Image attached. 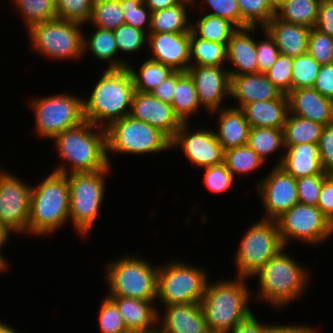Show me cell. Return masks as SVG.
Wrapping results in <instances>:
<instances>
[{
	"label": "cell",
	"mask_w": 333,
	"mask_h": 333,
	"mask_svg": "<svg viewBox=\"0 0 333 333\" xmlns=\"http://www.w3.org/2000/svg\"><path fill=\"white\" fill-rule=\"evenodd\" d=\"M193 0H182L180 3L151 13L149 33H184L191 31L189 8ZM189 7V8H188Z\"/></svg>",
	"instance_id": "30"
},
{
	"label": "cell",
	"mask_w": 333,
	"mask_h": 333,
	"mask_svg": "<svg viewBox=\"0 0 333 333\" xmlns=\"http://www.w3.org/2000/svg\"><path fill=\"white\" fill-rule=\"evenodd\" d=\"M126 333H146V332H134V331H128Z\"/></svg>",
	"instance_id": "66"
},
{
	"label": "cell",
	"mask_w": 333,
	"mask_h": 333,
	"mask_svg": "<svg viewBox=\"0 0 333 333\" xmlns=\"http://www.w3.org/2000/svg\"><path fill=\"white\" fill-rule=\"evenodd\" d=\"M98 314L99 333L128 332L116 304L108 296L103 298Z\"/></svg>",
	"instance_id": "45"
},
{
	"label": "cell",
	"mask_w": 333,
	"mask_h": 333,
	"mask_svg": "<svg viewBox=\"0 0 333 333\" xmlns=\"http://www.w3.org/2000/svg\"><path fill=\"white\" fill-rule=\"evenodd\" d=\"M26 28L57 18L55 0H12Z\"/></svg>",
	"instance_id": "39"
},
{
	"label": "cell",
	"mask_w": 333,
	"mask_h": 333,
	"mask_svg": "<svg viewBox=\"0 0 333 333\" xmlns=\"http://www.w3.org/2000/svg\"><path fill=\"white\" fill-rule=\"evenodd\" d=\"M6 272V269L0 264V274H3Z\"/></svg>",
	"instance_id": "64"
},
{
	"label": "cell",
	"mask_w": 333,
	"mask_h": 333,
	"mask_svg": "<svg viewBox=\"0 0 333 333\" xmlns=\"http://www.w3.org/2000/svg\"><path fill=\"white\" fill-rule=\"evenodd\" d=\"M190 123H182L171 140V148H180L195 167L205 168L224 161V151L214 130L197 128L193 132ZM199 129V130H198Z\"/></svg>",
	"instance_id": "16"
},
{
	"label": "cell",
	"mask_w": 333,
	"mask_h": 333,
	"mask_svg": "<svg viewBox=\"0 0 333 333\" xmlns=\"http://www.w3.org/2000/svg\"><path fill=\"white\" fill-rule=\"evenodd\" d=\"M247 145L254 150L265 163L266 160H269L267 158L271 156L272 153L274 154V152L281 150L282 154L280 153V157L276 161L275 166L280 165L285 151L283 129L250 127Z\"/></svg>",
	"instance_id": "33"
},
{
	"label": "cell",
	"mask_w": 333,
	"mask_h": 333,
	"mask_svg": "<svg viewBox=\"0 0 333 333\" xmlns=\"http://www.w3.org/2000/svg\"><path fill=\"white\" fill-rule=\"evenodd\" d=\"M81 23L55 18L28 29L30 46L48 59L79 60L83 57Z\"/></svg>",
	"instance_id": "10"
},
{
	"label": "cell",
	"mask_w": 333,
	"mask_h": 333,
	"mask_svg": "<svg viewBox=\"0 0 333 333\" xmlns=\"http://www.w3.org/2000/svg\"><path fill=\"white\" fill-rule=\"evenodd\" d=\"M13 232L7 228L4 225L0 224V264L7 270L9 267V262L7 260V258L4 256V254L2 253V248L5 246V244L9 243V237L10 235H12Z\"/></svg>",
	"instance_id": "60"
},
{
	"label": "cell",
	"mask_w": 333,
	"mask_h": 333,
	"mask_svg": "<svg viewBox=\"0 0 333 333\" xmlns=\"http://www.w3.org/2000/svg\"><path fill=\"white\" fill-rule=\"evenodd\" d=\"M234 257L236 277L251 279L272 257L284 247L276 220L253 222L240 239Z\"/></svg>",
	"instance_id": "11"
},
{
	"label": "cell",
	"mask_w": 333,
	"mask_h": 333,
	"mask_svg": "<svg viewBox=\"0 0 333 333\" xmlns=\"http://www.w3.org/2000/svg\"><path fill=\"white\" fill-rule=\"evenodd\" d=\"M224 162L235 179L265 166V162L247 144L224 151Z\"/></svg>",
	"instance_id": "38"
},
{
	"label": "cell",
	"mask_w": 333,
	"mask_h": 333,
	"mask_svg": "<svg viewBox=\"0 0 333 333\" xmlns=\"http://www.w3.org/2000/svg\"><path fill=\"white\" fill-rule=\"evenodd\" d=\"M279 325L261 323L256 319L255 314L251 313L228 333H272Z\"/></svg>",
	"instance_id": "55"
},
{
	"label": "cell",
	"mask_w": 333,
	"mask_h": 333,
	"mask_svg": "<svg viewBox=\"0 0 333 333\" xmlns=\"http://www.w3.org/2000/svg\"><path fill=\"white\" fill-rule=\"evenodd\" d=\"M118 52L123 54L137 53L144 49L145 44L148 42V34L131 25L123 24L113 31ZM125 52V53H124Z\"/></svg>",
	"instance_id": "44"
},
{
	"label": "cell",
	"mask_w": 333,
	"mask_h": 333,
	"mask_svg": "<svg viewBox=\"0 0 333 333\" xmlns=\"http://www.w3.org/2000/svg\"><path fill=\"white\" fill-rule=\"evenodd\" d=\"M249 279L234 277L208 281L201 307L205 315L208 330L228 333L253 311L249 301L252 298Z\"/></svg>",
	"instance_id": "5"
},
{
	"label": "cell",
	"mask_w": 333,
	"mask_h": 333,
	"mask_svg": "<svg viewBox=\"0 0 333 333\" xmlns=\"http://www.w3.org/2000/svg\"><path fill=\"white\" fill-rule=\"evenodd\" d=\"M158 312V333H207L201 303L172 304Z\"/></svg>",
	"instance_id": "20"
},
{
	"label": "cell",
	"mask_w": 333,
	"mask_h": 333,
	"mask_svg": "<svg viewBox=\"0 0 333 333\" xmlns=\"http://www.w3.org/2000/svg\"><path fill=\"white\" fill-rule=\"evenodd\" d=\"M241 13V28H263L275 15L272 0H237Z\"/></svg>",
	"instance_id": "40"
},
{
	"label": "cell",
	"mask_w": 333,
	"mask_h": 333,
	"mask_svg": "<svg viewBox=\"0 0 333 333\" xmlns=\"http://www.w3.org/2000/svg\"><path fill=\"white\" fill-rule=\"evenodd\" d=\"M70 189L68 174L52 171L31 187L27 233L48 236L69 222Z\"/></svg>",
	"instance_id": "3"
},
{
	"label": "cell",
	"mask_w": 333,
	"mask_h": 333,
	"mask_svg": "<svg viewBox=\"0 0 333 333\" xmlns=\"http://www.w3.org/2000/svg\"><path fill=\"white\" fill-rule=\"evenodd\" d=\"M108 288L106 296H121L145 301H156L158 265L141 255L124 254L110 260L104 268Z\"/></svg>",
	"instance_id": "6"
},
{
	"label": "cell",
	"mask_w": 333,
	"mask_h": 333,
	"mask_svg": "<svg viewBox=\"0 0 333 333\" xmlns=\"http://www.w3.org/2000/svg\"><path fill=\"white\" fill-rule=\"evenodd\" d=\"M321 0H290L283 3L277 10L276 16L288 23L313 28L318 18Z\"/></svg>",
	"instance_id": "36"
},
{
	"label": "cell",
	"mask_w": 333,
	"mask_h": 333,
	"mask_svg": "<svg viewBox=\"0 0 333 333\" xmlns=\"http://www.w3.org/2000/svg\"><path fill=\"white\" fill-rule=\"evenodd\" d=\"M204 172V184L207 189L213 193H222L229 191L235 182V178L228 170L226 163L202 168Z\"/></svg>",
	"instance_id": "49"
},
{
	"label": "cell",
	"mask_w": 333,
	"mask_h": 333,
	"mask_svg": "<svg viewBox=\"0 0 333 333\" xmlns=\"http://www.w3.org/2000/svg\"><path fill=\"white\" fill-rule=\"evenodd\" d=\"M316 327L309 325H282L277 327V333H318Z\"/></svg>",
	"instance_id": "59"
},
{
	"label": "cell",
	"mask_w": 333,
	"mask_h": 333,
	"mask_svg": "<svg viewBox=\"0 0 333 333\" xmlns=\"http://www.w3.org/2000/svg\"><path fill=\"white\" fill-rule=\"evenodd\" d=\"M324 125L288 112L283 128L284 147L312 143L318 144Z\"/></svg>",
	"instance_id": "32"
},
{
	"label": "cell",
	"mask_w": 333,
	"mask_h": 333,
	"mask_svg": "<svg viewBox=\"0 0 333 333\" xmlns=\"http://www.w3.org/2000/svg\"><path fill=\"white\" fill-rule=\"evenodd\" d=\"M176 87V71H174L169 77L161 82L151 94L163 102L172 103L174 90Z\"/></svg>",
	"instance_id": "58"
},
{
	"label": "cell",
	"mask_w": 333,
	"mask_h": 333,
	"mask_svg": "<svg viewBox=\"0 0 333 333\" xmlns=\"http://www.w3.org/2000/svg\"><path fill=\"white\" fill-rule=\"evenodd\" d=\"M52 141L57 148L58 158L63 159L54 172L66 175L94 172L109 165L106 129L103 127L84 121L57 134Z\"/></svg>",
	"instance_id": "1"
},
{
	"label": "cell",
	"mask_w": 333,
	"mask_h": 333,
	"mask_svg": "<svg viewBox=\"0 0 333 333\" xmlns=\"http://www.w3.org/2000/svg\"><path fill=\"white\" fill-rule=\"evenodd\" d=\"M134 82L129 69H105L98 82L83 99L84 118L107 128L113 121L130 114Z\"/></svg>",
	"instance_id": "4"
},
{
	"label": "cell",
	"mask_w": 333,
	"mask_h": 333,
	"mask_svg": "<svg viewBox=\"0 0 333 333\" xmlns=\"http://www.w3.org/2000/svg\"><path fill=\"white\" fill-rule=\"evenodd\" d=\"M93 28L95 32H92L89 37L83 34V56L89 51L98 61L108 62L109 66L106 69L126 68L129 62L124 58L116 57L119 53L113 31Z\"/></svg>",
	"instance_id": "29"
},
{
	"label": "cell",
	"mask_w": 333,
	"mask_h": 333,
	"mask_svg": "<svg viewBox=\"0 0 333 333\" xmlns=\"http://www.w3.org/2000/svg\"><path fill=\"white\" fill-rule=\"evenodd\" d=\"M294 178L328 175L321 166L318 144L302 143L285 148L279 165Z\"/></svg>",
	"instance_id": "27"
},
{
	"label": "cell",
	"mask_w": 333,
	"mask_h": 333,
	"mask_svg": "<svg viewBox=\"0 0 333 333\" xmlns=\"http://www.w3.org/2000/svg\"><path fill=\"white\" fill-rule=\"evenodd\" d=\"M107 159L109 154H158L171 148V140L159 129L130 115L113 121L106 128Z\"/></svg>",
	"instance_id": "9"
},
{
	"label": "cell",
	"mask_w": 333,
	"mask_h": 333,
	"mask_svg": "<svg viewBox=\"0 0 333 333\" xmlns=\"http://www.w3.org/2000/svg\"><path fill=\"white\" fill-rule=\"evenodd\" d=\"M276 222L284 247L289 246L293 239L307 246H318L333 235L332 222L314 205L298 202L279 216Z\"/></svg>",
	"instance_id": "13"
},
{
	"label": "cell",
	"mask_w": 333,
	"mask_h": 333,
	"mask_svg": "<svg viewBox=\"0 0 333 333\" xmlns=\"http://www.w3.org/2000/svg\"><path fill=\"white\" fill-rule=\"evenodd\" d=\"M262 33L264 35L263 40L256 42L257 73L266 74L275 64L280 53L275 41L269 33L263 28Z\"/></svg>",
	"instance_id": "51"
},
{
	"label": "cell",
	"mask_w": 333,
	"mask_h": 333,
	"mask_svg": "<svg viewBox=\"0 0 333 333\" xmlns=\"http://www.w3.org/2000/svg\"><path fill=\"white\" fill-rule=\"evenodd\" d=\"M0 333H19L15 328L8 323H4L3 321L0 320Z\"/></svg>",
	"instance_id": "62"
},
{
	"label": "cell",
	"mask_w": 333,
	"mask_h": 333,
	"mask_svg": "<svg viewBox=\"0 0 333 333\" xmlns=\"http://www.w3.org/2000/svg\"><path fill=\"white\" fill-rule=\"evenodd\" d=\"M283 93L263 73L230 76V97L236 99L235 108L242 109L255 101L280 98Z\"/></svg>",
	"instance_id": "23"
},
{
	"label": "cell",
	"mask_w": 333,
	"mask_h": 333,
	"mask_svg": "<svg viewBox=\"0 0 333 333\" xmlns=\"http://www.w3.org/2000/svg\"><path fill=\"white\" fill-rule=\"evenodd\" d=\"M263 29L273 38L281 55L294 58L308 53L310 28L285 22L275 15Z\"/></svg>",
	"instance_id": "25"
},
{
	"label": "cell",
	"mask_w": 333,
	"mask_h": 333,
	"mask_svg": "<svg viewBox=\"0 0 333 333\" xmlns=\"http://www.w3.org/2000/svg\"><path fill=\"white\" fill-rule=\"evenodd\" d=\"M94 0H55L57 18L75 21L85 25L89 23Z\"/></svg>",
	"instance_id": "43"
},
{
	"label": "cell",
	"mask_w": 333,
	"mask_h": 333,
	"mask_svg": "<svg viewBox=\"0 0 333 333\" xmlns=\"http://www.w3.org/2000/svg\"><path fill=\"white\" fill-rule=\"evenodd\" d=\"M321 65L305 53L293 58L291 90L313 87Z\"/></svg>",
	"instance_id": "42"
},
{
	"label": "cell",
	"mask_w": 333,
	"mask_h": 333,
	"mask_svg": "<svg viewBox=\"0 0 333 333\" xmlns=\"http://www.w3.org/2000/svg\"><path fill=\"white\" fill-rule=\"evenodd\" d=\"M256 187L264 208L262 219L276 220L299 202L296 178L279 165L258 181Z\"/></svg>",
	"instance_id": "15"
},
{
	"label": "cell",
	"mask_w": 333,
	"mask_h": 333,
	"mask_svg": "<svg viewBox=\"0 0 333 333\" xmlns=\"http://www.w3.org/2000/svg\"><path fill=\"white\" fill-rule=\"evenodd\" d=\"M117 306L128 331L158 332L156 301H145L121 296H108ZM158 310V311H157Z\"/></svg>",
	"instance_id": "24"
},
{
	"label": "cell",
	"mask_w": 333,
	"mask_h": 333,
	"mask_svg": "<svg viewBox=\"0 0 333 333\" xmlns=\"http://www.w3.org/2000/svg\"><path fill=\"white\" fill-rule=\"evenodd\" d=\"M308 53L320 65L333 63V38L314 27L311 28L308 39Z\"/></svg>",
	"instance_id": "48"
},
{
	"label": "cell",
	"mask_w": 333,
	"mask_h": 333,
	"mask_svg": "<svg viewBox=\"0 0 333 333\" xmlns=\"http://www.w3.org/2000/svg\"><path fill=\"white\" fill-rule=\"evenodd\" d=\"M147 46L153 61L174 71L186 72L190 67V32L149 33Z\"/></svg>",
	"instance_id": "19"
},
{
	"label": "cell",
	"mask_w": 333,
	"mask_h": 333,
	"mask_svg": "<svg viewBox=\"0 0 333 333\" xmlns=\"http://www.w3.org/2000/svg\"><path fill=\"white\" fill-rule=\"evenodd\" d=\"M276 10L285 2L290 0H272Z\"/></svg>",
	"instance_id": "63"
},
{
	"label": "cell",
	"mask_w": 333,
	"mask_h": 333,
	"mask_svg": "<svg viewBox=\"0 0 333 333\" xmlns=\"http://www.w3.org/2000/svg\"><path fill=\"white\" fill-rule=\"evenodd\" d=\"M327 175H310L296 179L299 203L317 206L322 183Z\"/></svg>",
	"instance_id": "52"
},
{
	"label": "cell",
	"mask_w": 333,
	"mask_h": 333,
	"mask_svg": "<svg viewBox=\"0 0 333 333\" xmlns=\"http://www.w3.org/2000/svg\"><path fill=\"white\" fill-rule=\"evenodd\" d=\"M313 88L333 100V63L321 65Z\"/></svg>",
	"instance_id": "57"
},
{
	"label": "cell",
	"mask_w": 333,
	"mask_h": 333,
	"mask_svg": "<svg viewBox=\"0 0 333 333\" xmlns=\"http://www.w3.org/2000/svg\"><path fill=\"white\" fill-rule=\"evenodd\" d=\"M207 333H225V332H220V331H208Z\"/></svg>",
	"instance_id": "65"
},
{
	"label": "cell",
	"mask_w": 333,
	"mask_h": 333,
	"mask_svg": "<svg viewBox=\"0 0 333 333\" xmlns=\"http://www.w3.org/2000/svg\"><path fill=\"white\" fill-rule=\"evenodd\" d=\"M317 207L333 224V175L331 173L323 180Z\"/></svg>",
	"instance_id": "54"
},
{
	"label": "cell",
	"mask_w": 333,
	"mask_h": 333,
	"mask_svg": "<svg viewBox=\"0 0 333 333\" xmlns=\"http://www.w3.org/2000/svg\"><path fill=\"white\" fill-rule=\"evenodd\" d=\"M32 99L29 106L35 116L34 130L41 138L52 140L57 134L85 121L84 97L64 92Z\"/></svg>",
	"instance_id": "12"
},
{
	"label": "cell",
	"mask_w": 333,
	"mask_h": 333,
	"mask_svg": "<svg viewBox=\"0 0 333 333\" xmlns=\"http://www.w3.org/2000/svg\"><path fill=\"white\" fill-rule=\"evenodd\" d=\"M242 110L250 127L283 129L289 112L288 97L283 94L277 99L255 101Z\"/></svg>",
	"instance_id": "28"
},
{
	"label": "cell",
	"mask_w": 333,
	"mask_h": 333,
	"mask_svg": "<svg viewBox=\"0 0 333 333\" xmlns=\"http://www.w3.org/2000/svg\"><path fill=\"white\" fill-rule=\"evenodd\" d=\"M31 184L0 169V224L14 234H27Z\"/></svg>",
	"instance_id": "14"
},
{
	"label": "cell",
	"mask_w": 333,
	"mask_h": 333,
	"mask_svg": "<svg viewBox=\"0 0 333 333\" xmlns=\"http://www.w3.org/2000/svg\"><path fill=\"white\" fill-rule=\"evenodd\" d=\"M333 38V0H321L315 27Z\"/></svg>",
	"instance_id": "56"
},
{
	"label": "cell",
	"mask_w": 333,
	"mask_h": 333,
	"mask_svg": "<svg viewBox=\"0 0 333 333\" xmlns=\"http://www.w3.org/2000/svg\"><path fill=\"white\" fill-rule=\"evenodd\" d=\"M292 64V57L280 54L266 73L267 78L285 95L291 91Z\"/></svg>",
	"instance_id": "50"
},
{
	"label": "cell",
	"mask_w": 333,
	"mask_h": 333,
	"mask_svg": "<svg viewBox=\"0 0 333 333\" xmlns=\"http://www.w3.org/2000/svg\"><path fill=\"white\" fill-rule=\"evenodd\" d=\"M285 250L283 247L254 275L259 280L255 299L268 303L275 310H282L302 298L312 281L309 268Z\"/></svg>",
	"instance_id": "2"
},
{
	"label": "cell",
	"mask_w": 333,
	"mask_h": 333,
	"mask_svg": "<svg viewBox=\"0 0 333 333\" xmlns=\"http://www.w3.org/2000/svg\"><path fill=\"white\" fill-rule=\"evenodd\" d=\"M193 79L201 109L212 113L223 108L225 98L230 97L228 68L218 66H190L186 71Z\"/></svg>",
	"instance_id": "17"
},
{
	"label": "cell",
	"mask_w": 333,
	"mask_h": 333,
	"mask_svg": "<svg viewBox=\"0 0 333 333\" xmlns=\"http://www.w3.org/2000/svg\"><path fill=\"white\" fill-rule=\"evenodd\" d=\"M112 166L94 172L68 174L70 189L69 222L82 238L95 225L105 197V179Z\"/></svg>",
	"instance_id": "7"
},
{
	"label": "cell",
	"mask_w": 333,
	"mask_h": 333,
	"mask_svg": "<svg viewBox=\"0 0 333 333\" xmlns=\"http://www.w3.org/2000/svg\"><path fill=\"white\" fill-rule=\"evenodd\" d=\"M289 113L326 125L333 122V100L313 87L291 90L288 94Z\"/></svg>",
	"instance_id": "22"
},
{
	"label": "cell",
	"mask_w": 333,
	"mask_h": 333,
	"mask_svg": "<svg viewBox=\"0 0 333 333\" xmlns=\"http://www.w3.org/2000/svg\"><path fill=\"white\" fill-rule=\"evenodd\" d=\"M200 15L194 24L191 23V31L199 38L224 44L227 46L232 33L237 27L225 18L209 14Z\"/></svg>",
	"instance_id": "35"
},
{
	"label": "cell",
	"mask_w": 333,
	"mask_h": 333,
	"mask_svg": "<svg viewBox=\"0 0 333 333\" xmlns=\"http://www.w3.org/2000/svg\"><path fill=\"white\" fill-rule=\"evenodd\" d=\"M182 0H144V4L150 9L151 12L172 7Z\"/></svg>",
	"instance_id": "61"
},
{
	"label": "cell",
	"mask_w": 333,
	"mask_h": 333,
	"mask_svg": "<svg viewBox=\"0 0 333 333\" xmlns=\"http://www.w3.org/2000/svg\"><path fill=\"white\" fill-rule=\"evenodd\" d=\"M207 270L183 260L158 265L156 302L172 304L201 303L210 279Z\"/></svg>",
	"instance_id": "8"
},
{
	"label": "cell",
	"mask_w": 333,
	"mask_h": 333,
	"mask_svg": "<svg viewBox=\"0 0 333 333\" xmlns=\"http://www.w3.org/2000/svg\"><path fill=\"white\" fill-rule=\"evenodd\" d=\"M127 68L133 78L134 90L143 93H151L152 90L174 72L172 68L149 58L143 61L140 68H138L139 72L135 71L130 63Z\"/></svg>",
	"instance_id": "37"
},
{
	"label": "cell",
	"mask_w": 333,
	"mask_h": 333,
	"mask_svg": "<svg viewBox=\"0 0 333 333\" xmlns=\"http://www.w3.org/2000/svg\"><path fill=\"white\" fill-rule=\"evenodd\" d=\"M218 115V130L214 131L223 151L247 144L250 125L242 109L226 107L210 113Z\"/></svg>",
	"instance_id": "26"
},
{
	"label": "cell",
	"mask_w": 333,
	"mask_h": 333,
	"mask_svg": "<svg viewBox=\"0 0 333 333\" xmlns=\"http://www.w3.org/2000/svg\"><path fill=\"white\" fill-rule=\"evenodd\" d=\"M260 27L237 28L226 46V62L235 69H228L230 76L257 73L256 40L252 36ZM259 29V30H258Z\"/></svg>",
	"instance_id": "21"
},
{
	"label": "cell",
	"mask_w": 333,
	"mask_h": 333,
	"mask_svg": "<svg viewBox=\"0 0 333 333\" xmlns=\"http://www.w3.org/2000/svg\"><path fill=\"white\" fill-rule=\"evenodd\" d=\"M105 30H116L125 24L120 0H94L88 24Z\"/></svg>",
	"instance_id": "41"
},
{
	"label": "cell",
	"mask_w": 333,
	"mask_h": 333,
	"mask_svg": "<svg viewBox=\"0 0 333 333\" xmlns=\"http://www.w3.org/2000/svg\"><path fill=\"white\" fill-rule=\"evenodd\" d=\"M226 54V45L201 39L190 31V66L225 67Z\"/></svg>",
	"instance_id": "34"
},
{
	"label": "cell",
	"mask_w": 333,
	"mask_h": 333,
	"mask_svg": "<svg viewBox=\"0 0 333 333\" xmlns=\"http://www.w3.org/2000/svg\"><path fill=\"white\" fill-rule=\"evenodd\" d=\"M171 105L182 123H190V117L195 116L201 108L193 79L187 72L176 71V87Z\"/></svg>",
	"instance_id": "31"
},
{
	"label": "cell",
	"mask_w": 333,
	"mask_h": 333,
	"mask_svg": "<svg viewBox=\"0 0 333 333\" xmlns=\"http://www.w3.org/2000/svg\"><path fill=\"white\" fill-rule=\"evenodd\" d=\"M198 2L201 3L199 0H193L192 7H199ZM202 4L203 6H201ZM201 5L197 9H203V13L225 18L232 22L237 28H241V13L237 0H202ZM206 10H208L209 12Z\"/></svg>",
	"instance_id": "47"
},
{
	"label": "cell",
	"mask_w": 333,
	"mask_h": 333,
	"mask_svg": "<svg viewBox=\"0 0 333 333\" xmlns=\"http://www.w3.org/2000/svg\"><path fill=\"white\" fill-rule=\"evenodd\" d=\"M129 115L159 129L170 140L174 138L182 124L171 104L161 101L151 93L136 90L132 96Z\"/></svg>",
	"instance_id": "18"
},
{
	"label": "cell",
	"mask_w": 333,
	"mask_h": 333,
	"mask_svg": "<svg viewBox=\"0 0 333 333\" xmlns=\"http://www.w3.org/2000/svg\"><path fill=\"white\" fill-rule=\"evenodd\" d=\"M318 149L323 170L327 173H333V122L324 125Z\"/></svg>",
	"instance_id": "53"
},
{
	"label": "cell",
	"mask_w": 333,
	"mask_h": 333,
	"mask_svg": "<svg viewBox=\"0 0 333 333\" xmlns=\"http://www.w3.org/2000/svg\"><path fill=\"white\" fill-rule=\"evenodd\" d=\"M143 1L144 0H120V5L125 24L131 25L149 34L152 12Z\"/></svg>",
	"instance_id": "46"
}]
</instances>
